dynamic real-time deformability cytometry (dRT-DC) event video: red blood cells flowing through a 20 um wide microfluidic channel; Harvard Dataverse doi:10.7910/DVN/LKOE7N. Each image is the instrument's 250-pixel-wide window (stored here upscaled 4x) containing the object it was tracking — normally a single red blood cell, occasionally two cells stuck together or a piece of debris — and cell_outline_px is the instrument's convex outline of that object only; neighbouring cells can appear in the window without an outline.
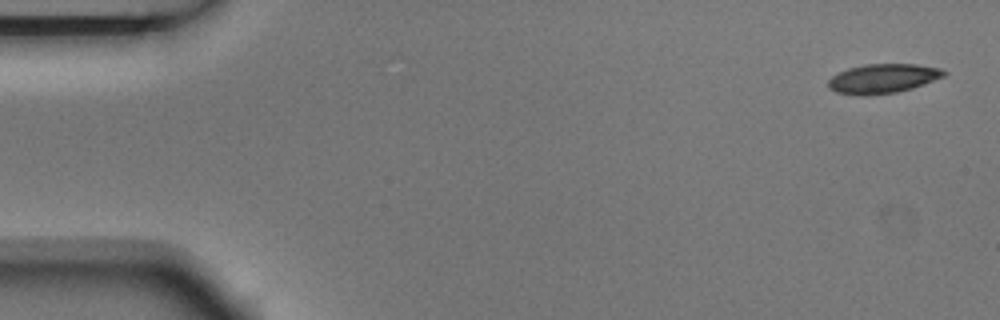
{"species": "Egyptian fruit bat (a non-hibernating species)", "species_latin": "Rousettus aegyptiacus", "temperature_condition": "room temperature", "stored_images_in_passage": 5, "camera_frame_rate_fps": 3000, "um_per_image_px": 0.085, "animal": {"sex": "male"}, "frame": {"image": 1, "passage_image": 1, "time_ms": 0.0, "image_size_px": [1000, 320], "cell_outline_px": [[948, 72], [944, 76], [912, 88], [896, 92], [864, 96], [860, 96], [836, 92], [828, 88], [828, 80], [832, 76], [848, 68], [864, 64], [916, 64], [940, 68]], "centroid_in_image_um": [75.02, 6.68], "position_along_channel_um": 10.0, "area_um2": 19.77}}
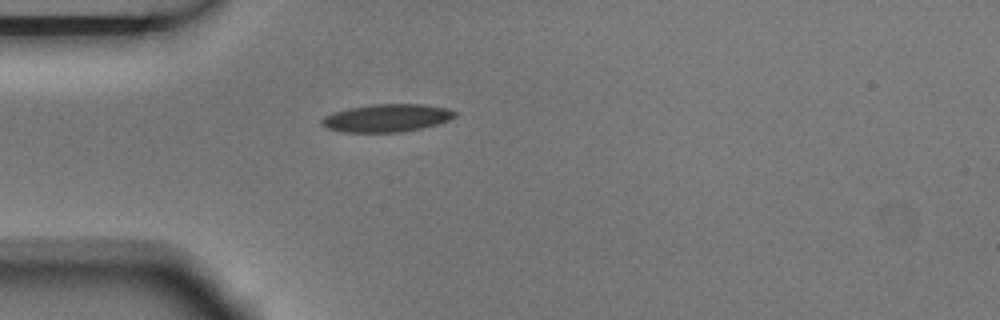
{"frame": {"image": 2, "passage_image": 5, "time_ms": 1.333, "image_size_px": [1000, 320], "cell_outline_px": [[456, 116], [448, 120], [436, 124], [420, 128], [400, 132], [344, 132], [328, 128], [320, 120], [324, 116], [348, 108], [372, 104], [424, 104], [448, 108], [456, 112]], "centroid_in_image_um": [32.9, 10.02], "position_along_channel_um": 52.1, "area_um2": 21.33}}